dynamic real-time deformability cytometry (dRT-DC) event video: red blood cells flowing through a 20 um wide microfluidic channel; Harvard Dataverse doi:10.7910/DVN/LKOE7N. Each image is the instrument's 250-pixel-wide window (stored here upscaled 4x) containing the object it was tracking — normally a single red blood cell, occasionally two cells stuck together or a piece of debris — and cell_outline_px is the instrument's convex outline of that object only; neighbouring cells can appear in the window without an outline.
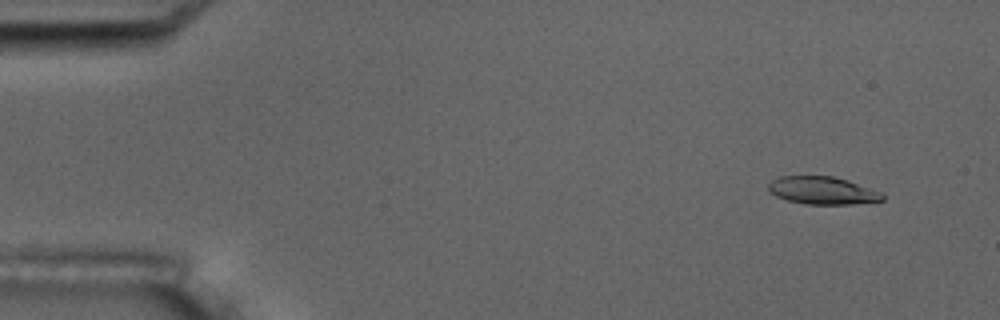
{"species": "common noctule bat (a hibernating species)", "species_latin": "Nyctalus noctula", "temperature_condition": "room temperature", "stored_images_in_passage": 6, "camera_frame_rate_fps": 3000, "um_per_image_px": 0.085, "animal": {"sex": "male", "body_mass_g": 17.5, "forearm_length_mm": 52.3}, "frame": {"image": 1, "passage_image": 2, "time_ms": 1.333, "image_size_px": [1000, 320], "cell_outline_px": [[884, 200], [852, 204], [808, 204], [788, 200], [776, 196], [768, 192], [768, 184], [772, 180], [780, 176], [832, 176], [848, 180], [880, 192], [884, 196]], "centroid_in_image_um": [69.88, 16.19], "position_along_channel_um": 15.1, "area_um2": 18.26}}